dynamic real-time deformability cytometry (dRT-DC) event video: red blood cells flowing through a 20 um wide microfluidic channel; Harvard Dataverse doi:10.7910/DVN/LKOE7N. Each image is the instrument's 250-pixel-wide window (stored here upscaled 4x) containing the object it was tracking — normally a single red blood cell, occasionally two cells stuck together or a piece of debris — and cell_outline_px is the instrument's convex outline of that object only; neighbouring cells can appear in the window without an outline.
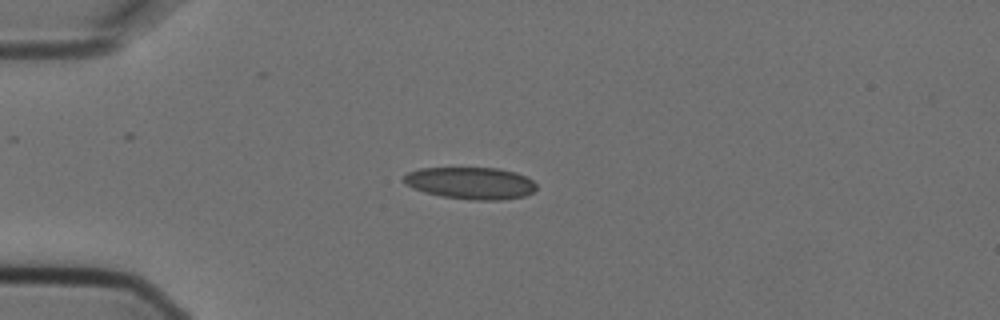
{"species": "Egyptian fruit bat (a non-hibernating species)", "species_latin": "Rousettus aegyptiacus", "temperature_condition": "cold", "stored_images_in_passage": 1, "camera_frame_rate_fps": 3000, "um_per_image_px": 0.085, "animal": {"sex": "female"}, "frame": {"image": 1, "passage_image": 1, "time_ms": 0.0, "image_size_px": [1000, 320], "cell_outline_px": [[536, 188], [532, 192], [524, 196], [500, 200], [472, 200], [440, 196], [424, 192], [412, 188], [404, 184], [404, 176], [408, 172], [420, 168], [496, 168], [516, 172], [532, 180], [536, 184]], "centroid_in_image_um": [39.98, 15.57], "position_along_channel_um": 45.0, "area_um2": 24.74}}